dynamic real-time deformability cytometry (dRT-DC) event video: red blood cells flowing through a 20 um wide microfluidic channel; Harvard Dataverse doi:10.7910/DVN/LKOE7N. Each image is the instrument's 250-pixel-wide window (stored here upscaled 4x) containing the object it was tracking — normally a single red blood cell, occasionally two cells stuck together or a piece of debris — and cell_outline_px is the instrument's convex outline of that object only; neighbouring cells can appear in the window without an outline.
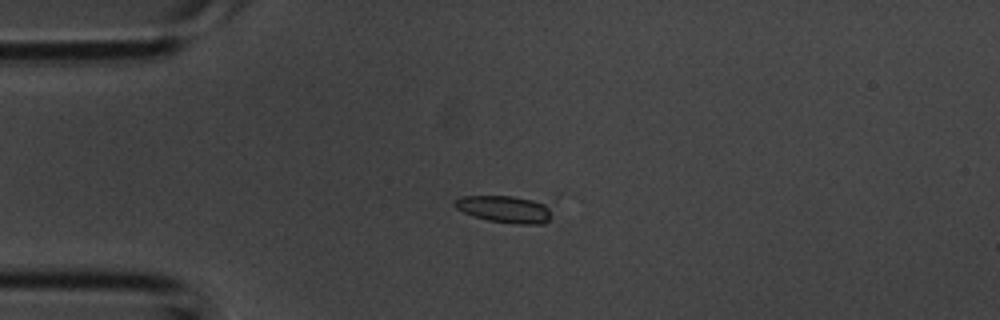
{"species": "common noctule bat (a hibernating species)", "species_latin": "Nyctalus noctula", "temperature_condition": "room temperature", "stored_images_in_passage": 5, "camera_frame_rate_fps": 3000, "um_per_image_px": 0.085, "animal": {"sex": "male", "body_mass_g": 20.1, "forearm_length_mm": 53.5}, "frame": {"image": 1, "passage_image": 3, "time_ms": 0.667, "image_size_px": [1000, 320], "cell_outline_px": [[552, 216], [544, 224], [516, 224], [488, 220], [472, 216], [456, 208], [452, 204], [452, 200], [460, 196], [512, 196], [532, 200], [544, 204], [548, 208]], "centroid_in_image_um": [42.84, 17.78], "position_along_channel_um": 42.2, "area_um2": 15.32}}